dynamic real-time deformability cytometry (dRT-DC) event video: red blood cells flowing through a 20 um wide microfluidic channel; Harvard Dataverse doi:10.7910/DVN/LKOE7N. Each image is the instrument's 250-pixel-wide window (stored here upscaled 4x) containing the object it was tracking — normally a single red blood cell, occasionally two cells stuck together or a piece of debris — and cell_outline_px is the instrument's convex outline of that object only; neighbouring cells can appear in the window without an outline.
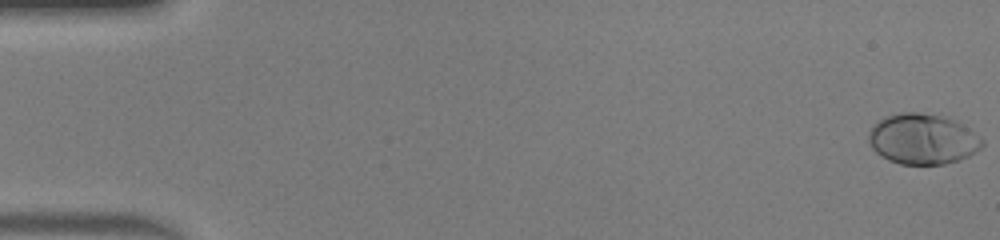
{"species": "human", "species_latin": "Homo sapiens", "temperature_condition": "warm", "stored_images_in_passage": 48, "camera_frame_rate_fps": 3000, "um_per_image_px": 0.085, "donor": {"sex": "male"}, "frame": {"image": 1, "passage_image": 1, "time_ms": 0.0, "image_size_px": [1000, 240], "cell_outline_px": [[984, 144], [980, 148], [968, 156], [960, 160], [944, 164], [900, 164], [888, 160], [880, 156], [872, 148], [868, 140], [868, 136], [872, 124], [884, 116], [900, 112], [916, 112], [940, 116], [952, 120], [968, 128], [984, 140]], "centroid_in_image_um": [78.38, 11.82], "position_along_channel_um": 6.6, "area_um2": 33.41}}
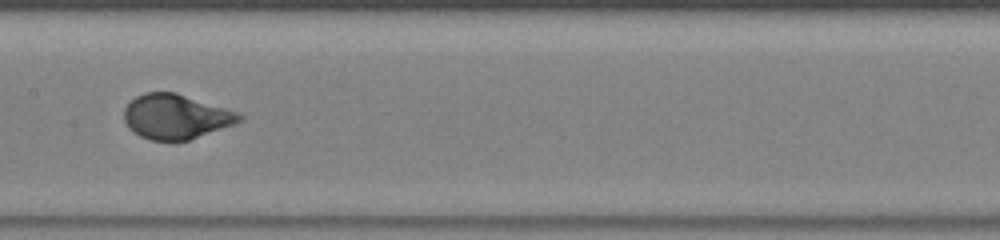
{"frame": {"image": 2, "passage_image": 25, "time_ms": 8.0, "image_size_px": [1000, 240], "cell_outline_px": [[244, 120], [188, 140], [152, 140], [140, 136], [132, 132], [128, 128], [124, 120], [124, 108], [136, 96], [144, 92], [176, 92], [240, 112], [244, 116]], "centroid_in_image_um": [14.95, 9.9], "position_along_channel_um": 192.5, "area_um2": 30.06}}
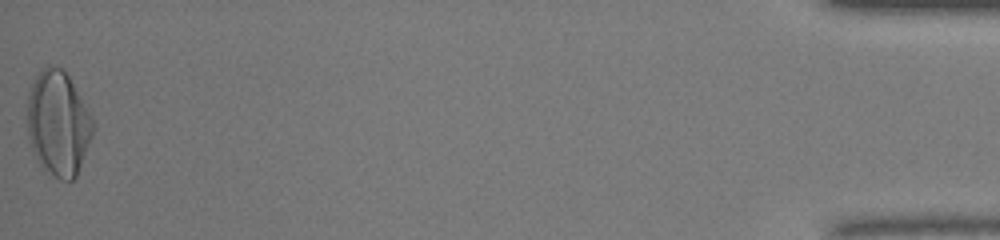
{"frame": {"image": 3, "passage_image": 48, "time_ms": 15.667, "image_size_px": [1000, 240], "cell_outline_px": [[96, 128], [76, 176], [72, 180], [60, 180], [52, 176], [40, 164], [32, 148], [28, 136], [28, 92], [40, 68], [48, 64], [56, 64], [68, 76], [92, 116], [96, 124]], "centroid_in_image_um": [4.96, 10.47], "position_along_channel_um": 430.2, "area_um2": 40.23}, "authors_computed_cell_mechanics": {"area_um2": 31.1542, "velocity_mm_per_s": 4.373, "shape_relaxation_time_tau1_ms": 2.8071, "shape_relaxation_time_tau2_ms": null, "deformation_change_tau1": 0.2043, "deformation_change_tau2": null}}